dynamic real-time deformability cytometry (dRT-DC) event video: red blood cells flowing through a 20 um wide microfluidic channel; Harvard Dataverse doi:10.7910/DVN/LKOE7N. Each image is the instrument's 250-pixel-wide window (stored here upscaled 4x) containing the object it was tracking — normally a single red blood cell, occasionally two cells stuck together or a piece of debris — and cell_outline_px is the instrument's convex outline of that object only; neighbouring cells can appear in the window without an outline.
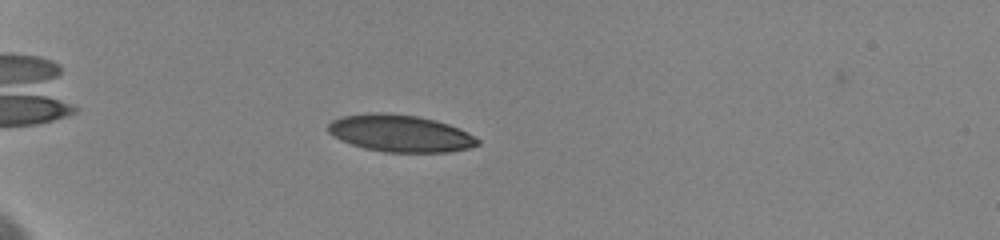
{"species": "human", "species_latin": "Homo sapiens", "temperature_condition": "cold", "stored_images_in_passage": 18, "camera_frame_rate_fps": 3000, "um_per_image_px": 0.085, "donor": {"sex": "female"}, "frame": {"image": 1, "passage_image": 15, "time_ms": 4.0, "image_size_px": [1000, 240], "cell_outline_px": [[480, 144], [468, 148], [448, 152], [384, 152], [364, 148], [340, 140], [328, 132], [328, 124], [332, 120], [340, 116], [368, 112], [380, 112], [416, 116], [436, 120], [448, 124], [468, 132], [480, 140]], "centroid_in_image_um": [34.0, 11.33], "position_along_channel_um": 51.0, "area_um2": 32.37}}